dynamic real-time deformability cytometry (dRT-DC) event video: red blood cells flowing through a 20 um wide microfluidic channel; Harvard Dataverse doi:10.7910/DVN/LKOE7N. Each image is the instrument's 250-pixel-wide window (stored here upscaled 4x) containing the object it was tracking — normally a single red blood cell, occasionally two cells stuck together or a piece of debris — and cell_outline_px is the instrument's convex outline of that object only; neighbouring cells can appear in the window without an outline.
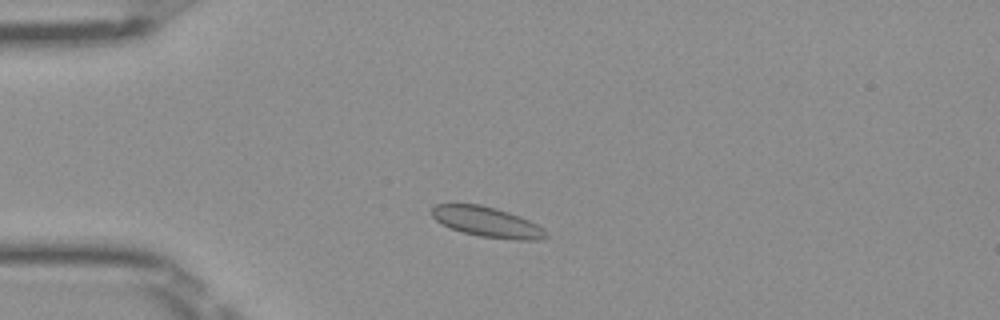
{"species": "Egyptian fruit bat (a non-hibernating species)", "species_latin": "Rousettus aegyptiacus", "temperature_condition": "room temperature", "stored_images_in_passage": 39, "camera_frame_rate_fps": 3000, "um_per_image_px": 0.085, "frame": {"image": 1, "passage_image": 1, "time_ms": 0.0, "image_size_px": [1000, 320], "cell_outline_px": [[548, 236], [540, 240], [516, 240], [480, 236], [464, 232], [452, 228], [436, 220], [432, 216], [432, 208], [436, 204], [480, 204], [496, 208], [520, 216], [544, 228], [548, 232]], "centroid_in_image_um": [41.45, 18.87], "position_along_channel_um": 43.5, "area_um2": 19.94}}
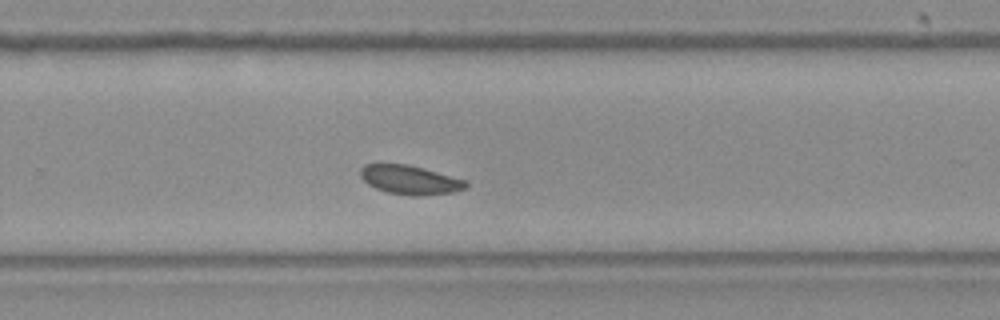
{"frame": {"image": 2, "passage_image": 22, "time_ms": 7.0, "image_size_px": [1000, 320], "cell_outline_px": [[468, 188], [452, 192], [420, 196], [412, 196], [388, 192], [376, 188], [368, 184], [360, 176], [360, 168], [364, 164], [408, 164], [424, 168], [468, 180]], "centroid_in_image_um": [34.88, 15.28], "position_along_channel_um": 294.9, "area_um2": 17.98}}
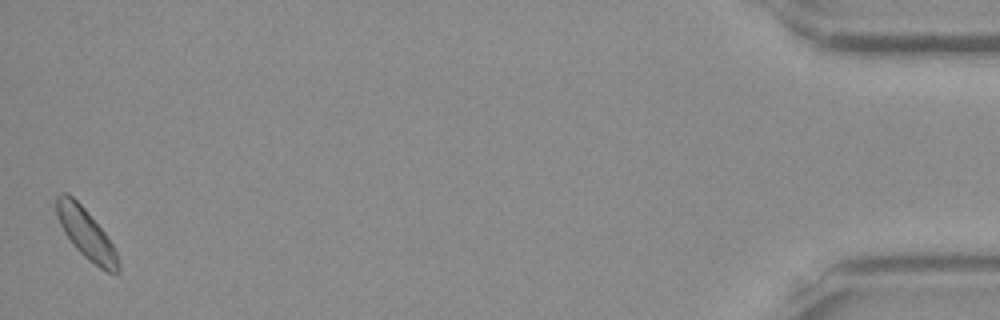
{"frame": {"image": 3, "passage_image": 39, "time_ms": 12.667, "image_size_px": [1000, 320], "cell_outline_px": [[120, 272], [108, 272], [100, 268], [88, 260], [72, 244], [64, 232], [56, 216], [56, 196], [60, 192], [68, 192], [84, 208], [104, 232], [112, 244], [116, 252], [120, 264]], "centroid_in_image_um": [7.3, 19.85], "position_along_channel_um": 427.9, "area_um2": 17.92}}